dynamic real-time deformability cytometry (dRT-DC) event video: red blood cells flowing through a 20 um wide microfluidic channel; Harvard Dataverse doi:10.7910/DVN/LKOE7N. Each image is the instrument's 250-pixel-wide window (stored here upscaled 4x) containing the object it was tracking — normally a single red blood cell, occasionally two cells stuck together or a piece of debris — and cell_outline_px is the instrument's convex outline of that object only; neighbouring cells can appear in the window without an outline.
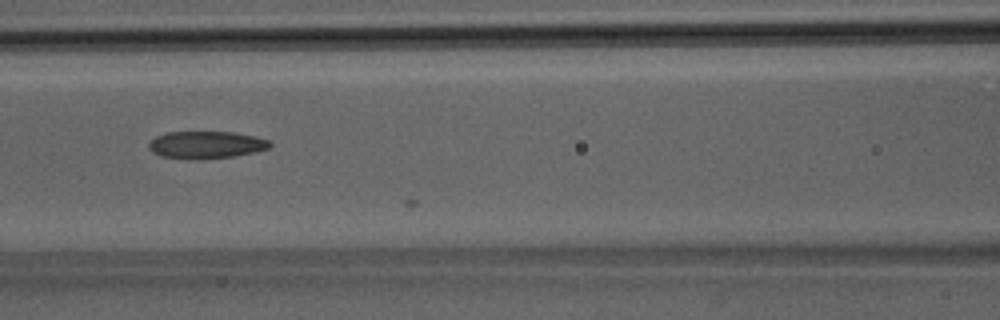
{"species": "Egyptian fruit bat (a non-hibernating species)", "species_latin": "Rousettus aegyptiacus", "temperature_condition": "room temperature", "stored_images_in_passage": 14, "camera_frame_rate_fps": 3000, "um_per_image_px": 0.085, "animal": {"sex": "male"}, "frame": {"image": 1, "passage_image": 12, "time_ms": 3.667, "image_size_px": [1000, 320], "cell_outline_px": [[272, 144], [268, 148], [256, 152], [232, 156], [204, 160], [192, 160], [160, 156], [152, 152], [148, 148], [148, 140], [156, 136], [168, 132], [232, 132], [256, 136], [268, 140]], "centroid_in_image_um": [17.48, 12.32], "position_along_channel_um": 149.1, "area_um2": 19.59}}